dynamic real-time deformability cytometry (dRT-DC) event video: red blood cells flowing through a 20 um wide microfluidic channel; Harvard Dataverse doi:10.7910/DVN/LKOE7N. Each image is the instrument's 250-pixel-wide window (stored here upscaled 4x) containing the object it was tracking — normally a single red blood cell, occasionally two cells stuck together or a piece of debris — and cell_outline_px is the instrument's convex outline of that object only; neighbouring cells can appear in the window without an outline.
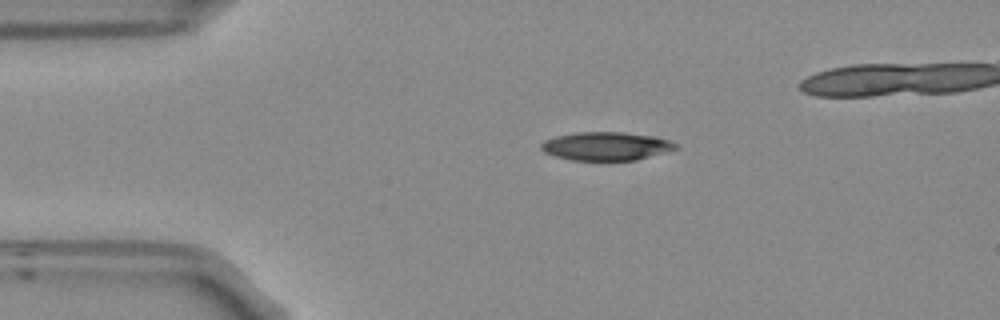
{"species": "Egyptian fruit bat (a non-hibernating species)", "species_latin": "Rousettus aegyptiacus", "temperature_condition": "room temperature", "stored_images_in_passage": 13, "camera_frame_rate_fps": 3000, "um_per_image_px": 0.085, "frame": {"image": 1, "passage_image": 9, "time_ms": 2.667, "image_size_px": [1000, 320], "cell_outline_px": [[680, 148], [636, 160], [572, 160], [556, 156], [544, 152], [540, 148], [540, 144], [544, 140], [556, 136], [576, 132], [620, 132], [656, 136], [668, 140], [676, 144]], "centroid_in_image_um": [51.52, 12.42], "position_along_channel_um": 33.5, "area_um2": 22.25}}